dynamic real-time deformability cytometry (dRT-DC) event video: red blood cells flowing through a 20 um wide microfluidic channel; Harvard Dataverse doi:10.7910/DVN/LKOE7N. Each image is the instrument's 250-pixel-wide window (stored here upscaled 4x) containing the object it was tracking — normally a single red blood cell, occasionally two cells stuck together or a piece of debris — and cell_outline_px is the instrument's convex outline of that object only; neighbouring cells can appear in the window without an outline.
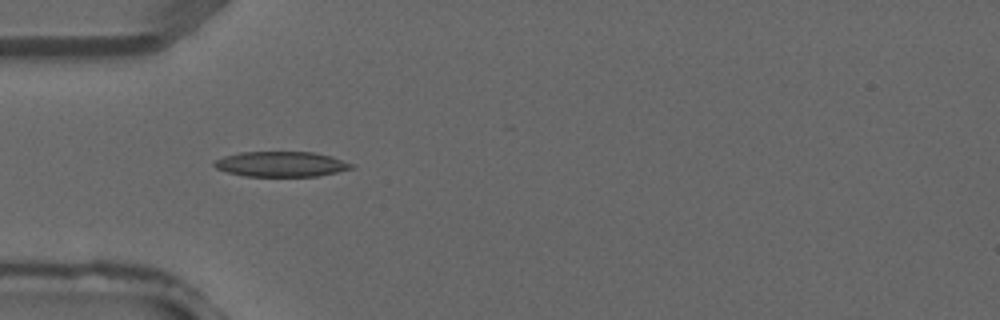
{"species": "common noctule bat (a hibernating species)", "species_latin": "Nyctalus noctula", "temperature_condition": "warm", "stored_images_in_passage": 3, "camera_frame_rate_fps": 3000, "um_per_image_px": 0.085, "animal": {"sex": "male", "forearm_length_mm": 52.5}, "frame": {"image": 1, "passage_image": 2, "time_ms": 0.333, "image_size_px": [1000, 320], "cell_outline_px": [[352, 168], [336, 172], [316, 176], [244, 176], [228, 172], [216, 168], [212, 164], [216, 160], [224, 156], [240, 152], [312, 152], [332, 156], [352, 164]], "centroid_in_image_um": [23.86, 13.94], "position_along_channel_um": 61.1, "area_um2": 19.94}}
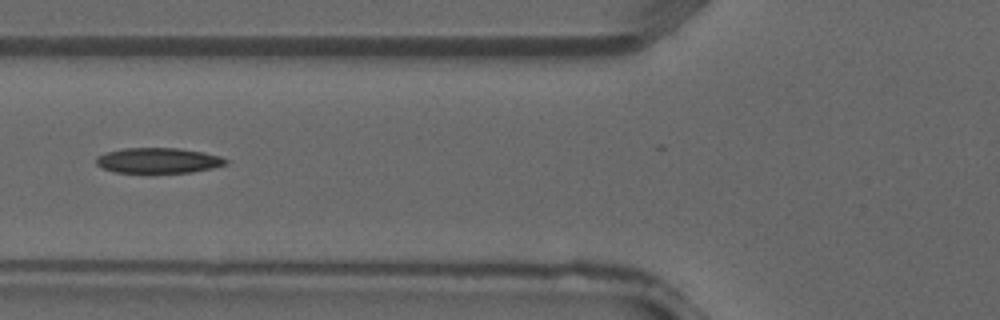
{"frame": {"image": 2, "passage_image": 3, "time_ms": 0.667, "image_size_px": [1000, 320], "cell_outline_px": [[228, 164], [212, 168], [192, 172], [116, 172], [104, 168], [96, 164], [96, 156], [104, 152], [124, 148], [176, 148], [204, 152], [220, 156], [228, 160]], "centroid_in_image_um": [13.46, 13.63], "position_along_channel_um": 112.3, "area_um2": 19.07}}